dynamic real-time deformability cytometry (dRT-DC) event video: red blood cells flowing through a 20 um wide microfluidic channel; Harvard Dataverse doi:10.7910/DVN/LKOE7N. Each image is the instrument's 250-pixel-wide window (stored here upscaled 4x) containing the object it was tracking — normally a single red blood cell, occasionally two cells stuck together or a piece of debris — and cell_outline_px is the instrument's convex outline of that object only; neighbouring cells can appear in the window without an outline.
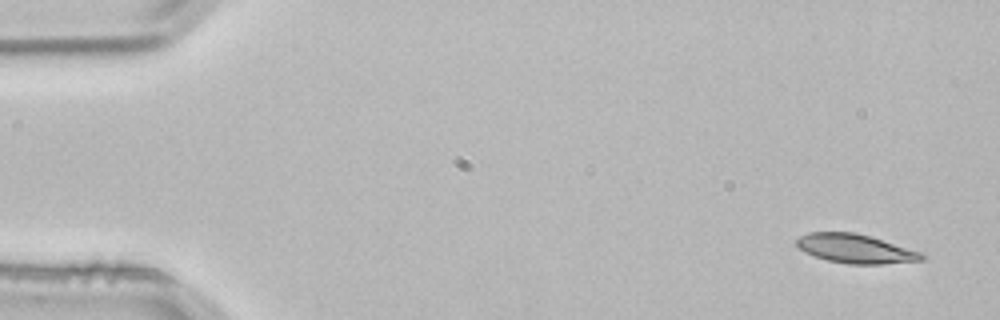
{"species": "common noctule bat (a hibernating species)", "species_latin": "Nyctalus noctula", "temperature_condition": "room temperature", "stored_images_in_passage": 4, "camera_frame_rate_fps": 3000, "um_per_image_px": 0.085, "animal": {"sex": "male", "body_mass_g": 21.5, "forearm_length_mm": 52.0}, "frame": {"image": 1, "passage_image": 1, "time_ms": 0.0, "image_size_px": [1000, 320], "cell_outline_px": [[928, 256], [924, 260], [884, 264], [848, 264], [828, 260], [804, 252], [796, 244], [796, 240], [800, 236], [808, 232], [856, 232], [872, 236], [924, 252]], "centroid_in_image_um": [72.8, 21.13], "position_along_channel_um": 12.2, "area_um2": 21.5}}
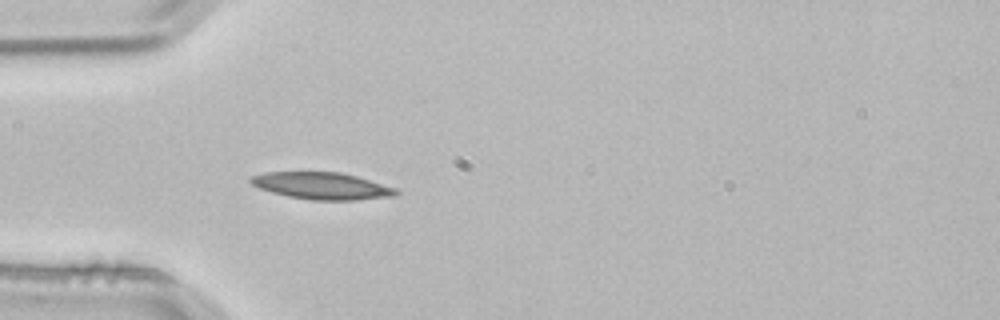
{"frame": {"image": 2, "passage_image": 4, "time_ms": 1.0, "image_size_px": [1000, 320], "cell_outline_px": [[400, 192], [396, 196], [356, 200], [312, 200], [288, 196], [272, 192], [260, 188], [252, 184], [248, 180], [252, 176], [264, 172], [340, 172], [356, 176], [396, 188]], "centroid_in_image_um": [27.38, 15.8], "position_along_channel_um": 57.6, "area_um2": 22.77}}